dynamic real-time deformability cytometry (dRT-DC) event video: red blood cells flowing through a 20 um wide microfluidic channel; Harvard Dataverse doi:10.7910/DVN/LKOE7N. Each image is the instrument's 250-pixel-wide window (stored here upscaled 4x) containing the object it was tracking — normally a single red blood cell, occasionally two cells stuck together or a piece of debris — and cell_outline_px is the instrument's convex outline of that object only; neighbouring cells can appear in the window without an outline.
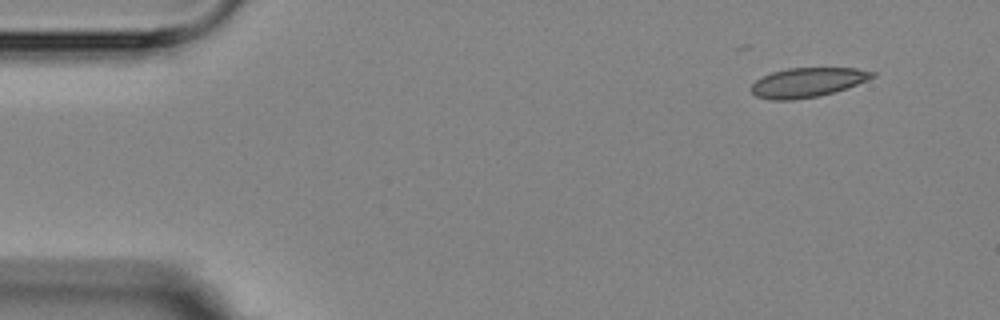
{"species": "Egyptian fruit bat (a non-hibernating species)", "species_latin": "Rousettus aegyptiacus", "temperature_condition": "room temperature", "stored_images_in_passage": 4, "camera_frame_rate_fps": 3000, "um_per_image_px": 0.085, "animal": {"sex": "female"}, "frame": {"image": 1, "passage_image": 1, "time_ms": 0.0, "image_size_px": [1000, 320], "cell_outline_px": [[876, 76], [856, 84], [820, 96], [792, 100], [772, 100], [756, 96], [748, 88], [756, 80], [772, 72], [788, 68], [856, 68], [876, 72]], "centroid_in_image_um": [68.6, 7.0], "position_along_channel_um": 16.4, "area_um2": 20.63}}
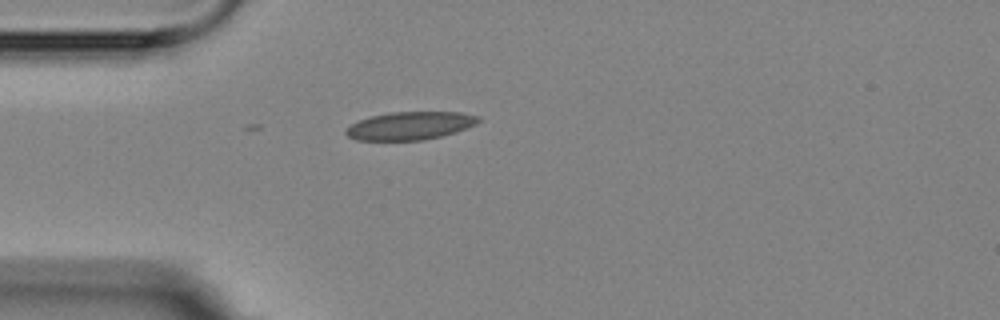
{"frame": {"image": 2, "passage_image": 4, "time_ms": 3.333, "image_size_px": [1000, 320], "cell_outline_px": [[480, 120], [476, 124], [456, 132], [424, 140], [356, 140], [348, 136], [344, 132], [352, 124], [360, 120], [372, 116], [392, 112], [460, 112], [480, 116]], "centroid_in_image_um": [34.89, 10.68], "position_along_channel_um": 50.1, "area_um2": 21.44}}